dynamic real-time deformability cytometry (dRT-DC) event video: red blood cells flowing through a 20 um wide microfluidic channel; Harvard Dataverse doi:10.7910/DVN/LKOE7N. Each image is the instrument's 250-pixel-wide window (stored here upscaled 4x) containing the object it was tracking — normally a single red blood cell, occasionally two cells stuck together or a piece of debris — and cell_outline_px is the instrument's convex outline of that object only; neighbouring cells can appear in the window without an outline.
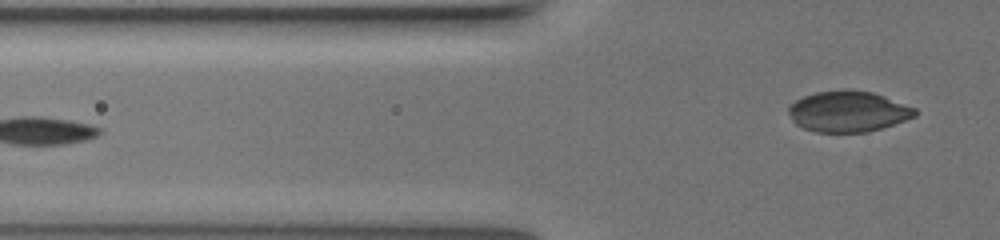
{"species": "common noctule bat (a hibernating species)", "species_latin": "Nyctalus noctula", "temperature_condition": "warm", "stored_images_in_passage": 12, "segment_of_instrument_passage": [2, 2], "camera_frame_rate_fps": 3000, "um_per_image_px": 0.085, "animal": {"sex": "female", "body_mass_g": 19.5, "forearm_length_mm": 54.1}, "frame": {"image": 1, "passage_image": 12, "time_ms": 10.667, "image_size_px": [1000, 240], "cell_outline_px": [[916, 116], [880, 128], [864, 132], [816, 132], [804, 128], [796, 124], [792, 120], [788, 112], [788, 108], [796, 100], [804, 96], [816, 92], [844, 88], [848, 88], [872, 92], [884, 96], [916, 108]], "centroid_in_image_um": [72.07, 9.45], "position_along_channel_um": 53.7, "area_um2": 30.06}}